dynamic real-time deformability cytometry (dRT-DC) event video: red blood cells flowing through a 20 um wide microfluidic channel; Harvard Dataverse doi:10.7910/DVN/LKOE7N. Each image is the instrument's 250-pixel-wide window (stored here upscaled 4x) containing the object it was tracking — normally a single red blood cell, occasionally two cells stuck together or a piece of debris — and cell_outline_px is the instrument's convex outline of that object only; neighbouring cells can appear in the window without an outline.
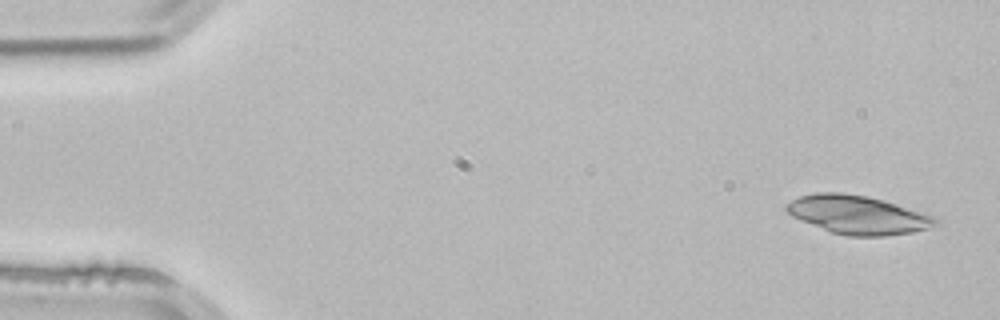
{"species": "common noctule bat (a hibernating species)", "species_latin": "Nyctalus noctula", "temperature_condition": "room temperature", "stored_images_in_passage": 3, "camera_frame_rate_fps": 3000, "um_per_image_px": 0.085, "animal": {"sex": "male", "body_mass_g": 21.5, "forearm_length_mm": 52.0}, "frame": {"image": 1, "passage_image": 1, "time_ms": 0.0, "image_size_px": [1000, 320], "cell_outline_px": [[940, 224], [928, 228], [912, 232], [884, 236], [848, 236], [832, 232], [800, 220], [792, 216], [784, 208], [784, 204], [800, 196], [816, 192], [840, 192], [864, 196], [884, 200], [936, 216], [940, 220]], "centroid_in_image_um": [72.94, 18.25], "position_along_channel_um": 12.1, "area_um2": 33.52}}